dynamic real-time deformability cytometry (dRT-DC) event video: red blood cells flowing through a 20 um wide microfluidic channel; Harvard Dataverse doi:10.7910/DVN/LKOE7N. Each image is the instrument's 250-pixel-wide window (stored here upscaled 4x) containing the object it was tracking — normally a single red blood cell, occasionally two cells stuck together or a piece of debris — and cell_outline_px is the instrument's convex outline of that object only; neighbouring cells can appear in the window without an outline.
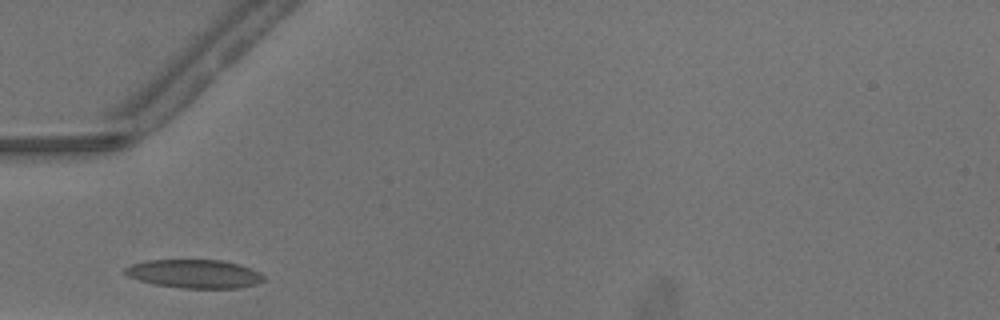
{"species": "common noctule bat (a hibernating species)", "species_latin": "Nyctalus noctula", "temperature_condition": "warm", "stored_images_in_passage": 23, "camera_frame_rate_fps": 3000, "um_per_image_px": 0.085, "animal": {"sex": "male", "body_mass_g": 13.3}, "frame": {"image": 1, "passage_image": 2, "time_ms": 0.333, "image_size_px": [1000, 320], "cell_outline_px": [[264, 280], [256, 284], [240, 288], [180, 288], [156, 284], [140, 280], [128, 276], [120, 272], [124, 268], [132, 264], [148, 260], [224, 260], [240, 264], [260, 272], [264, 276]], "centroid_in_image_um": [16.53, 23.27], "position_along_channel_um": 68.5, "area_um2": 23.18}}
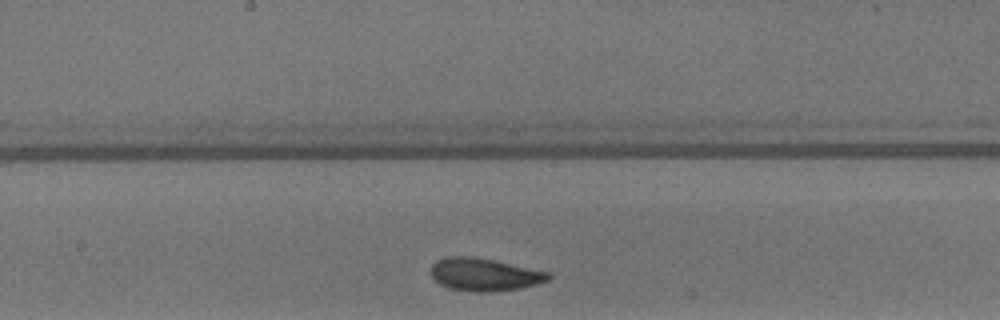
{"frame": {"image": 2, "passage_image": 12, "time_ms": 3.667, "image_size_px": [1000, 320], "cell_outline_px": [[552, 276], [548, 280], [536, 284], [520, 288], [496, 292], [476, 292], [448, 288], [440, 284], [428, 272], [432, 264], [436, 260], [444, 256], [472, 256], [496, 260], [552, 272]], "centroid_in_image_um": [41.17, 23.32], "position_along_channel_um": 207.0, "area_um2": 22.95}}
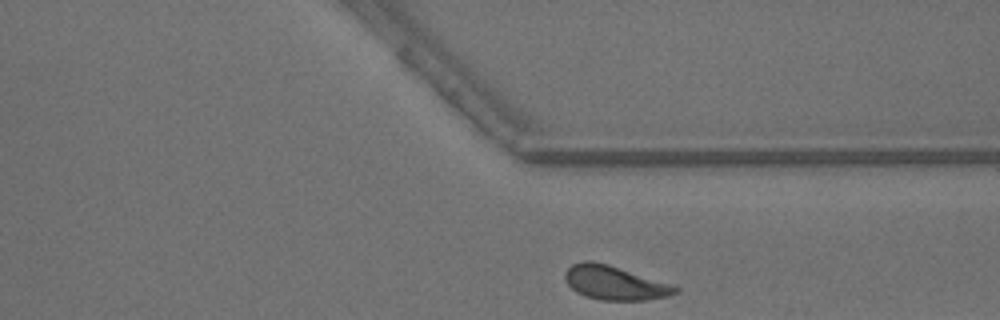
{"frame": {"image": 3, "passage_image": 23, "time_ms": 7.333, "image_size_px": [1000, 320], "cell_outline_px": [[680, 292], [668, 296], [648, 300], [600, 300], [584, 296], [576, 292], [568, 284], [564, 276], [564, 272], [572, 264], [584, 260], [592, 260], [608, 264], [672, 284], [680, 288]], "centroid_in_image_um": [52.26, 24.04], "position_along_channel_um": 359.1, "area_um2": 22.02}}